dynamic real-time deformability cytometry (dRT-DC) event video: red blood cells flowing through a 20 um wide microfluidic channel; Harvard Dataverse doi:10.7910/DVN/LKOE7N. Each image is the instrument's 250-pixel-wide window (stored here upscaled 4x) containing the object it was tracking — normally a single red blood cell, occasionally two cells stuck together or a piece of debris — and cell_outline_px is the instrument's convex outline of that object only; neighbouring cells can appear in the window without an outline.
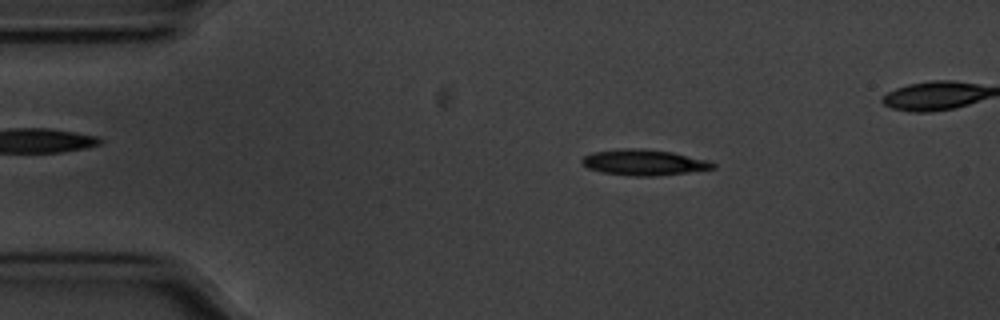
{"species": "common noctule bat (a hibernating species)", "species_latin": "Nyctalus noctula", "temperature_condition": "cold", "stored_images_in_passage": 51, "camera_frame_rate_fps": 3000, "um_per_image_px": 0.085, "animal": {"sex": "male", "body_mass_g": 20.1, "forearm_length_mm": 53.5}, "frame": {"image": 1, "passage_image": 9, "time_ms": 2.667, "image_size_px": [1000, 320], "cell_outline_px": [[716, 168], [688, 172], [652, 176], [632, 176], [600, 172], [588, 168], [580, 164], [580, 160], [584, 156], [592, 152], [624, 148], [640, 148], [672, 152], [708, 160], [716, 164]], "centroid_in_image_um": [54.69, 13.8], "position_along_channel_um": 30.3, "area_um2": 19.77}}
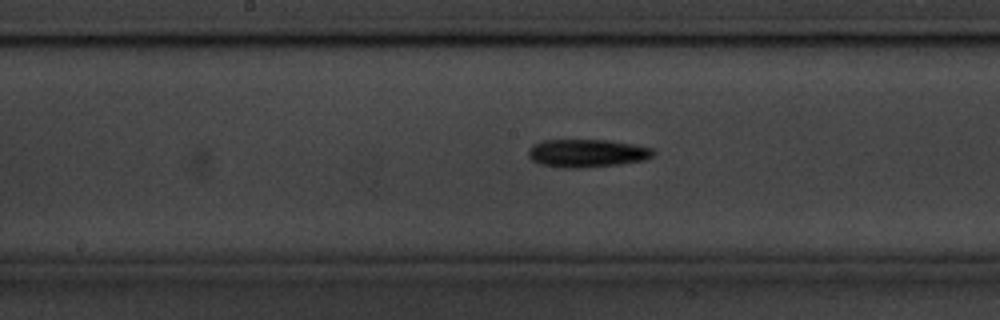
{"frame": {"image": 2, "passage_image": 27, "time_ms": 8.667, "image_size_px": [1000, 320], "cell_outline_px": [[656, 152], [652, 156], [644, 160], [620, 164], [584, 168], [560, 168], [540, 164], [532, 160], [528, 156], [528, 148], [532, 144], [544, 140], [612, 140], [652, 148]], "centroid_in_image_um": [49.87, 13.02], "position_along_channel_um": 198.3, "area_um2": 20.63}}
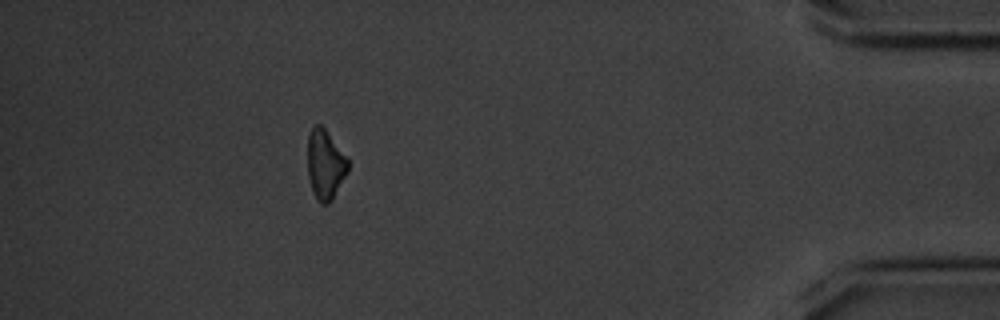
{"frame": {"image": 3, "passage_image": 49, "time_ms": 16.0, "image_size_px": [1000, 320], "cell_outline_px": [[348, 172], [332, 200], [328, 204], [320, 204], [316, 200], [308, 176], [308, 136], [312, 128], [316, 124], [320, 124], [324, 128], [348, 160]], "centroid_in_image_um": [27.64, 14.02], "position_along_channel_um": 407.6, "area_um2": 16.18}}